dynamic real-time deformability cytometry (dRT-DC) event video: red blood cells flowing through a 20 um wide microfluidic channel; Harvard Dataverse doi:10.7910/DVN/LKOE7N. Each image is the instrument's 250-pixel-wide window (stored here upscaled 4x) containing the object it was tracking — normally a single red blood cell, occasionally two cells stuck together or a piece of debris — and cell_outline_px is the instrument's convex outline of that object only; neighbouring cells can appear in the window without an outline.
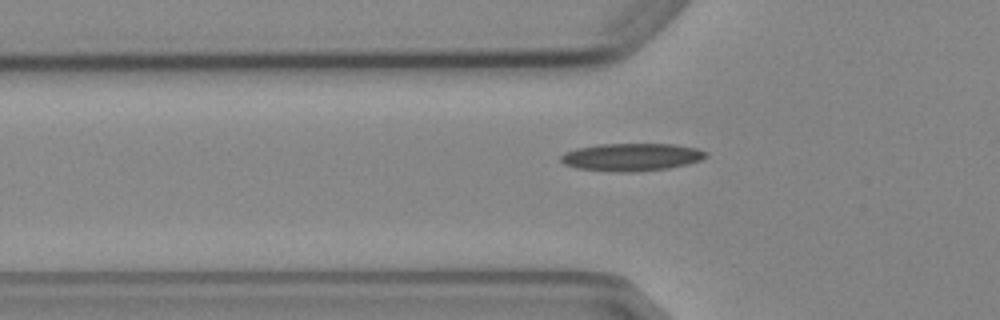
{"species": "Egyptian fruit bat (a non-hibernating species)", "species_latin": "Rousettus aegyptiacus", "temperature_condition": "cold", "stored_images_in_passage": 5, "camera_frame_rate_fps": 3000, "um_per_image_px": 0.085, "animal": {"sex": "female"}, "frame": {"image": 1, "passage_image": 5, "time_ms": 5.333, "image_size_px": [1000, 320], "cell_outline_px": [[708, 156], [700, 160], [688, 164], [668, 168], [632, 172], [616, 172], [576, 168], [564, 164], [560, 160], [560, 156], [564, 152], [576, 148], [600, 144], [676, 144], [696, 148], [708, 152]], "centroid_in_image_um": [53.68, 13.35], "position_along_channel_um": 72.1, "area_um2": 23.52}}